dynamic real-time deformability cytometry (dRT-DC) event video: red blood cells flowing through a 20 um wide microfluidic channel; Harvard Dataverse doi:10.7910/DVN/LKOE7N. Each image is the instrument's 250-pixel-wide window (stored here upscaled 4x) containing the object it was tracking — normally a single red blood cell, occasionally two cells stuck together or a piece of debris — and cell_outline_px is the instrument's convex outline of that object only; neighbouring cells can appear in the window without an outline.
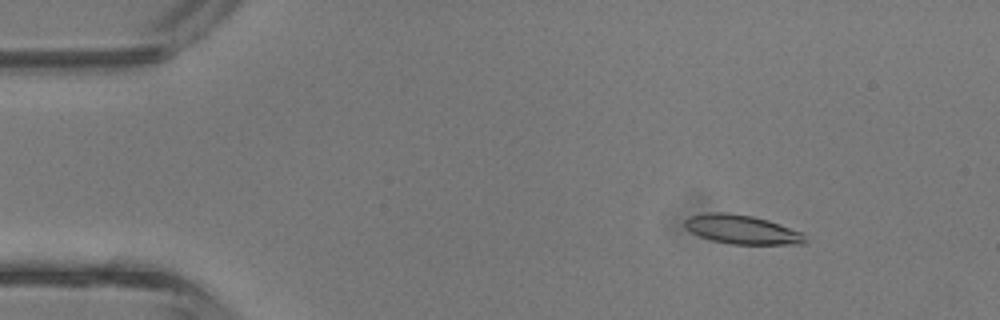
{"species": "common noctule bat (a hibernating species)", "species_latin": "Nyctalus noctula", "temperature_condition": "room temperature", "stored_images_in_passage": 42, "camera_frame_rate_fps": 3000, "um_per_image_px": 0.085, "animal": {"sex": "male", "body_mass_g": 13.3}, "frame": {"image": 1, "passage_image": 5, "time_ms": 1.333, "image_size_px": [1000, 320], "cell_outline_px": [[808, 240], [804, 244], [732, 244], [712, 240], [700, 236], [692, 232], [684, 224], [684, 220], [688, 216], [708, 212], [724, 212], [752, 216], [768, 220], [804, 232]], "centroid_in_image_um": [63.11, 19.5], "position_along_channel_um": 21.9, "area_um2": 20.4}}
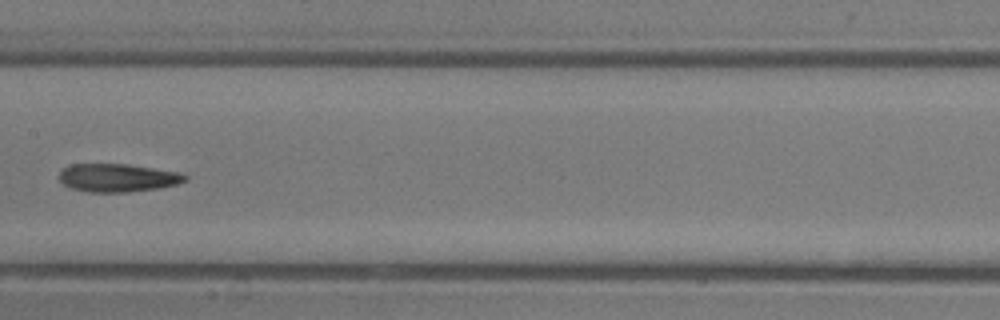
{"frame": {"image": 2, "passage_image": 21, "time_ms": 6.667, "image_size_px": [1000, 320], "cell_outline_px": [[188, 180], [176, 184], [160, 188], [128, 192], [88, 192], [72, 188], [64, 184], [60, 180], [60, 172], [64, 168], [72, 164], [128, 164], [180, 172], [188, 176]], "centroid_in_image_um": [10.04, 15.11], "position_along_channel_um": 197.4, "area_um2": 20.63}}
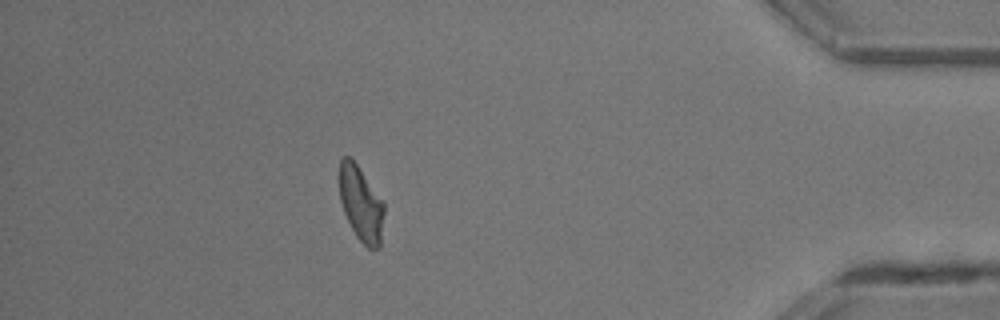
{"frame": {"image": 3, "passage_image": 37, "time_ms": 12.0, "image_size_px": [1000, 320], "cell_outline_px": [[384, 212], [380, 248], [368, 248], [356, 236], [344, 212], [340, 200], [336, 176], [340, 160], [344, 156], [352, 156], [384, 204]], "centroid_in_image_um": [30.63, 17.24], "position_along_channel_um": 404.6, "area_um2": 19.88}, "authors_computed_cell_mechanics": {"area_um2": 20.4612, "velocity_mm_per_s": 4.8168, "shape_relaxation_time_tau1_ms": 5.3628, "shape_relaxation_time_tau2_ms": 5.0459, "deformation_change_tau1": 0.1778, "deformation_change_tau2": 0.168}}